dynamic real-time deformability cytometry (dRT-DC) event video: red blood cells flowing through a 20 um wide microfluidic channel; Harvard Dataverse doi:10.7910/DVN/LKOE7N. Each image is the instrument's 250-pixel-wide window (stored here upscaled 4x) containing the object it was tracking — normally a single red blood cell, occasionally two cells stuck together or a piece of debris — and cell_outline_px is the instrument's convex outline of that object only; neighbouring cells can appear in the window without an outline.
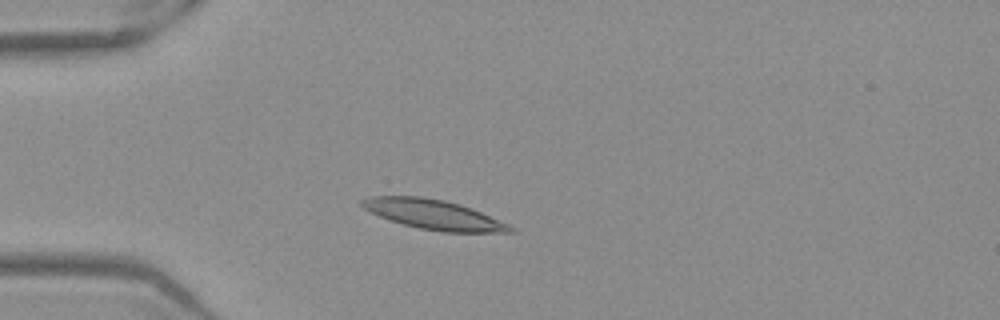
{"species": "Egyptian fruit bat (a non-hibernating species)", "species_latin": "Rousettus aegyptiacus", "temperature_condition": "warm", "stored_images_in_passage": 47, "camera_frame_rate_fps": 3000, "um_per_image_px": 0.085, "frame": {"image": 1, "passage_image": 9, "time_ms": 2.667, "image_size_px": [1000, 320], "cell_outline_px": [[516, 232], [440, 232], [420, 228], [404, 224], [380, 216], [364, 208], [360, 204], [360, 200], [372, 196], [420, 196], [444, 200], [460, 204], [480, 212], [508, 224], [516, 228]], "centroid_in_image_um": [36.87, 18.23], "position_along_channel_um": 48.1, "area_um2": 25.32}}
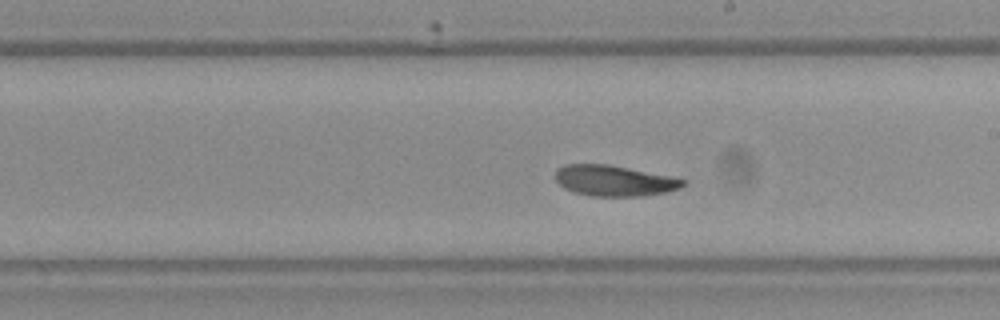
{"frame": {"image": 2, "passage_image": 25, "time_ms": 8.0, "image_size_px": [1000, 320], "cell_outline_px": [[688, 180], [680, 188], [668, 192], [644, 196], [592, 196], [572, 192], [564, 188], [556, 180], [556, 168], [564, 164], [608, 164]], "centroid_in_image_um": [52.19, 15.36], "position_along_channel_um": 236.8, "area_um2": 22.89}}
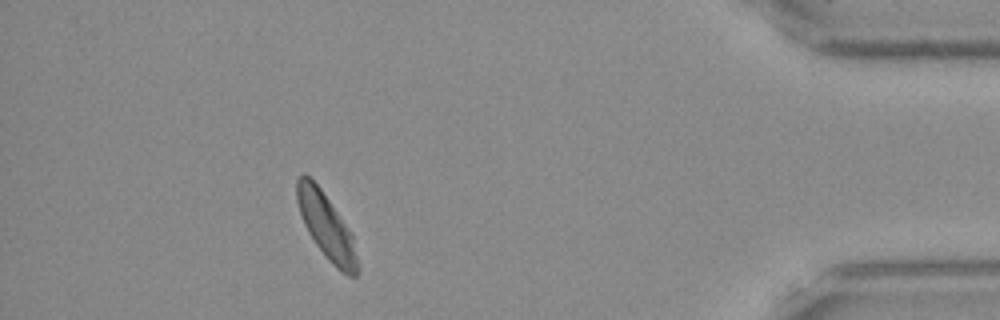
{"frame": {"image": 3, "passage_image": 42, "time_ms": 13.667, "image_size_px": [1000, 320], "cell_outline_px": [[360, 268], [356, 276], [348, 276], [340, 272], [328, 260], [316, 244], [308, 232], [304, 224], [296, 200], [296, 180], [304, 172], [320, 188], [352, 232]], "centroid_in_image_um": [27.77, 19.27], "position_along_channel_um": 407.4, "area_um2": 23.18}, "authors_computed_cell_mechanics": {"area_um2": 23.4668, "velocity_mm_per_s": 3.8768, "shape_relaxation_time_tau1_ms": 4.6235, "shape_relaxation_time_tau2_ms": 5.9899, "deformation_change_tau1": 0.1214, "deformation_change_tau2": 0.1153}}